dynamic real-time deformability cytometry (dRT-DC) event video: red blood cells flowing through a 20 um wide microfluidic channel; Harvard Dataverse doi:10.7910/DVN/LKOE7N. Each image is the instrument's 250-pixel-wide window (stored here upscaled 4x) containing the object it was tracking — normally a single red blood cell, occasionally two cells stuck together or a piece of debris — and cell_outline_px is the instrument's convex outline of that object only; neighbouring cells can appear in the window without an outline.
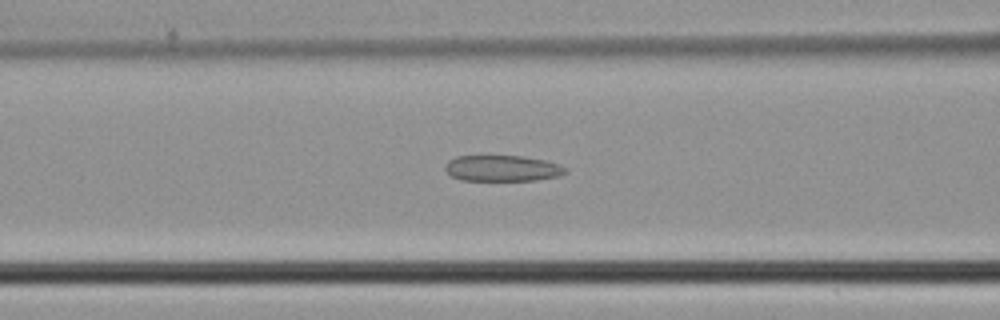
{"species": "common noctule bat (a hibernating species)", "species_latin": "Nyctalus noctula", "temperature_condition": "cold", "stored_images_in_passage": 41, "camera_frame_rate_fps": 3000, "um_per_image_px": 0.085, "animal": {"sex": "male", "body_mass_g": 21.5, "forearm_length_mm": 52.0}, "frame": {"image": 1, "passage_image": 14, "time_ms": 4.333, "image_size_px": [1000, 320], "cell_outline_px": [[568, 172], [560, 176], [536, 180], [460, 180], [452, 176], [444, 168], [444, 164], [448, 160], [456, 156], [524, 156], [544, 160], [568, 168]], "centroid_in_image_um": [42.7, 14.3], "position_along_channel_um": 123.9, "area_um2": 18.26}}
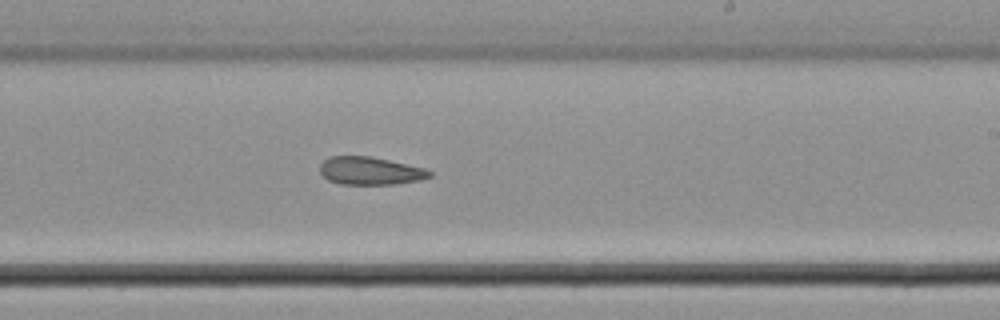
{"frame": {"image": 2, "passage_image": 23, "time_ms": 7.333, "image_size_px": [1000, 320], "cell_outline_px": [[432, 176], [420, 180], [396, 184], [340, 184], [328, 180], [320, 172], [320, 164], [328, 156], [372, 156], [424, 168], [432, 172]], "centroid_in_image_um": [31.46, 14.52], "position_along_channel_um": 257.5, "area_um2": 17.86}}
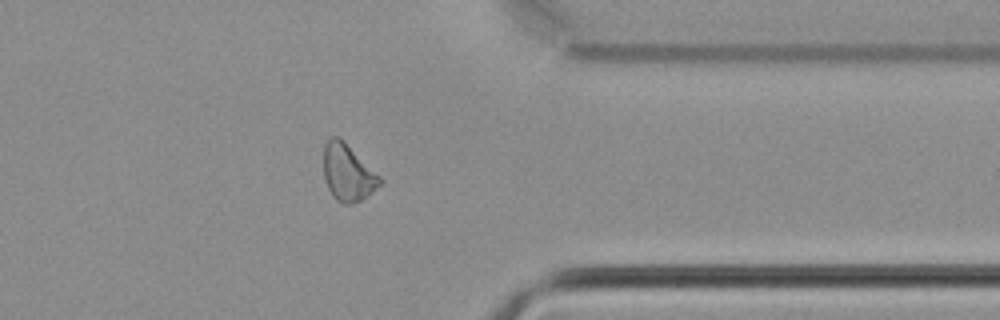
{"frame": {"image": 3, "passage_image": 32, "time_ms": 10.333, "image_size_px": [1000, 320], "cell_outline_px": [[380, 184], [372, 192], [360, 200], [348, 204], [344, 204], [336, 200], [332, 196], [324, 180], [324, 144], [332, 136], [340, 136], [380, 176]], "centroid_in_image_um": [29.53, 14.65], "position_along_channel_um": 381.9, "area_um2": 18.5}}